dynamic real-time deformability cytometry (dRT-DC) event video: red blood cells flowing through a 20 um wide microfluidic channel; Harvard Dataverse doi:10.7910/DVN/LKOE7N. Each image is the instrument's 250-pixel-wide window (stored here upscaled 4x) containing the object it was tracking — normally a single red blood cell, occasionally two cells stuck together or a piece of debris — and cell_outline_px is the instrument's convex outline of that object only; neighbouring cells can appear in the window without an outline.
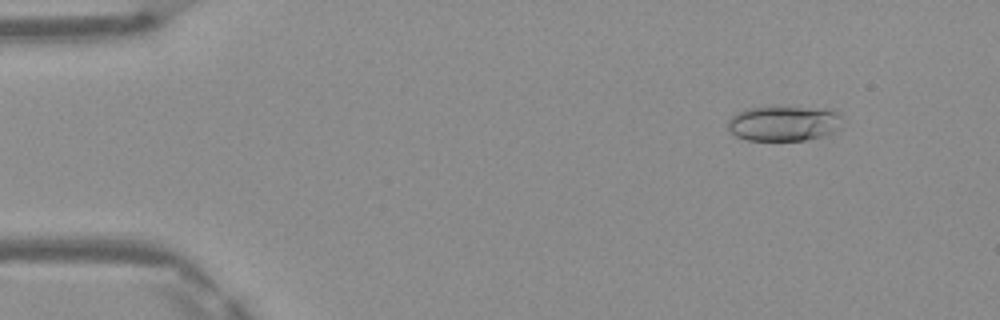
{"species": "Egyptian fruit bat (a non-hibernating species)", "species_latin": "Rousettus aegyptiacus", "temperature_condition": "warm", "stored_images_in_passage": 13, "camera_frame_rate_fps": 3000, "um_per_image_px": 0.085, "frame": {"image": 1, "passage_image": 3, "time_ms": 0.667, "image_size_px": [1000, 320], "cell_outline_px": [[844, 120], [832, 132], [824, 136], [804, 140], [748, 140], [736, 136], [728, 128], [728, 120], [736, 112], [748, 108], [772, 104], [776, 104], [832, 108]], "centroid_in_image_um": [66.63, 10.42], "position_along_channel_um": 18.4, "area_um2": 24.45}}
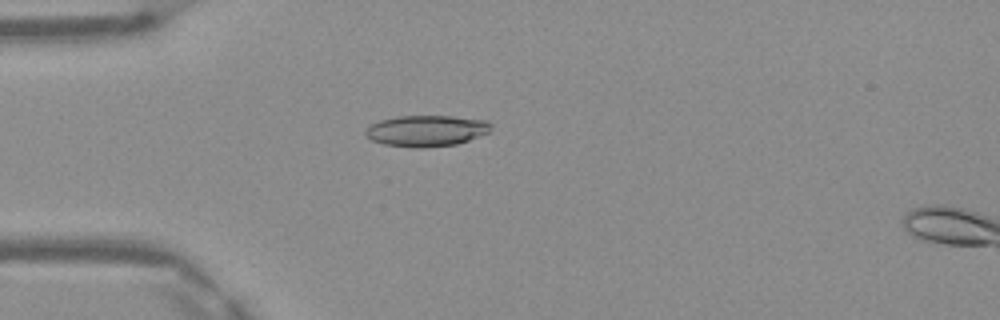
{"frame": {"image": 2, "passage_image": 11, "time_ms": 3.333, "image_size_px": [1000, 320], "cell_outline_px": [[492, 124], [488, 132], [468, 140], [456, 144], [424, 148], [412, 148], [384, 144], [372, 140], [364, 132], [368, 124], [380, 120], [396, 116], [452, 116], [488, 120]], "centroid_in_image_um": [36.22, 11.11], "position_along_channel_um": 48.8, "area_um2": 22.89}}